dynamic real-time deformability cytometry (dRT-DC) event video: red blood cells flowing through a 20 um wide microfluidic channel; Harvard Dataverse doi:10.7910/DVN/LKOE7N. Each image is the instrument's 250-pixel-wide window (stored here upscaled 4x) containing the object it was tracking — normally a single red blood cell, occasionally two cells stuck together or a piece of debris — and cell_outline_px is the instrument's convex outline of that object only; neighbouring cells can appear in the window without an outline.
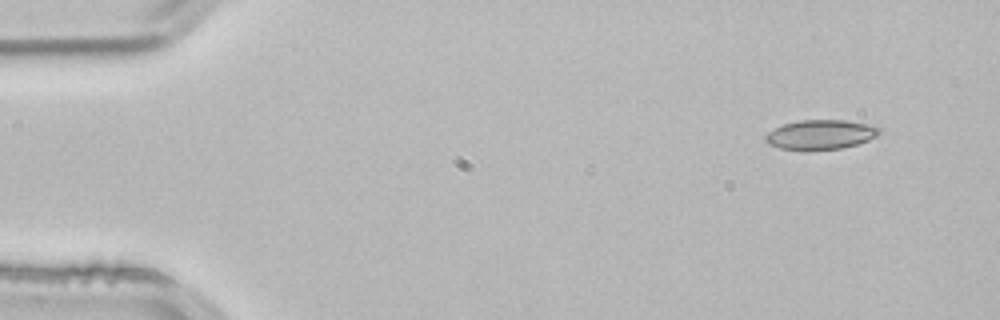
{"species": "common noctule bat (a hibernating species)", "species_latin": "Nyctalus noctula", "temperature_condition": "room temperature", "stored_images_in_passage": 3, "camera_frame_rate_fps": 3000, "um_per_image_px": 0.085, "animal": {"sex": "male", "body_mass_g": 21.5, "forearm_length_mm": 52.0}, "frame": {"image": 1, "passage_image": 1, "time_ms": 0.0, "image_size_px": [1000, 320], "cell_outline_px": [[880, 132], [876, 136], [868, 140], [856, 144], [840, 148], [808, 152], [780, 148], [768, 144], [764, 140], [764, 136], [768, 132], [784, 124], [800, 120], [844, 120], [868, 124], [880, 128]], "centroid_in_image_um": [69.7, 11.46], "position_along_channel_um": 15.3, "area_um2": 19.83}}
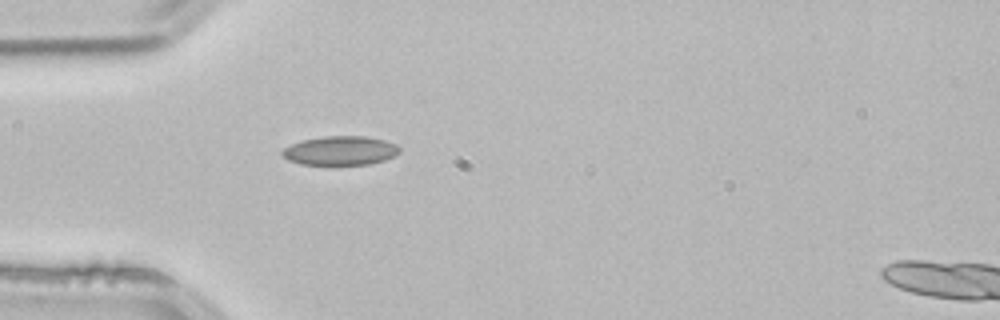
{"frame": {"image": 2, "passage_image": 3, "time_ms": 0.667, "image_size_px": [1000, 320], "cell_outline_px": [[400, 152], [384, 160], [368, 164], [300, 164], [288, 160], [280, 152], [284, 148], [292, 144], [304, 140], [324, 136], [364, 136], [384, 140], [396, 144], [400, 148]], "centroid_in_image_um": [28.93, 12.8], "position_along_channel_um": 56.1, "area_um2": 19.59}}